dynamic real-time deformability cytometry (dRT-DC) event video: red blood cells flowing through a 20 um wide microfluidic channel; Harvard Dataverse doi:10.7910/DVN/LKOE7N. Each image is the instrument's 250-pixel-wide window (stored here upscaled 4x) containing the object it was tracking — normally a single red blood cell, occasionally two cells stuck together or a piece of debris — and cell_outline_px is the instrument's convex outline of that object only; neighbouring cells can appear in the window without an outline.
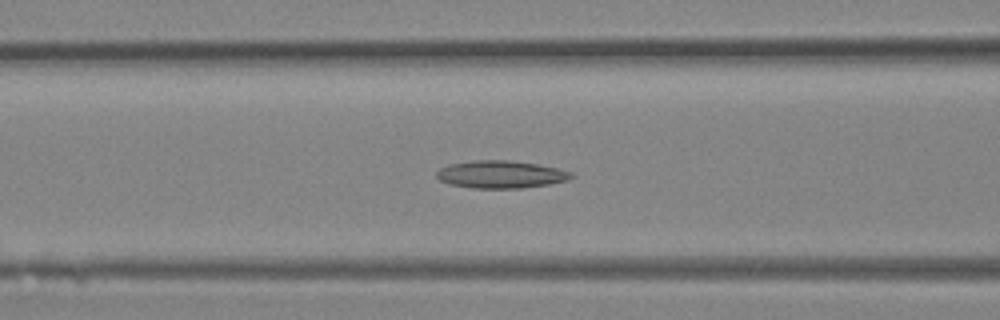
{"species": "Egyptian fruit bat (a non-hibernating species)", "species_latin": "Rousettus aegyptiacus", "temperature_condition": "room temperature", "stored_images_in_passage": 32, "camera_frame_rate_fps": 3000, "um_per_image_px": 0.085, "animal": {"sex": "female"}, "frame": {"image": 1, "passage_image": 12, "time_ms": 3.667, "image_size_px": [1000, 320], "cell_outline_px": [[576, 176], [568, 180], [548, 184], [520, 188], [472, 188], [448, 184], [440, 180], [436, 176], [436, 172], [440, 168], [448, 164], [472, 160], [512, 160], [536, 164], [556, 168], [572, 172]], "centroid_in_image_um": [42.55, 14.82], "position_along_channel_um": 124.1, "area_um2": 21.73}}
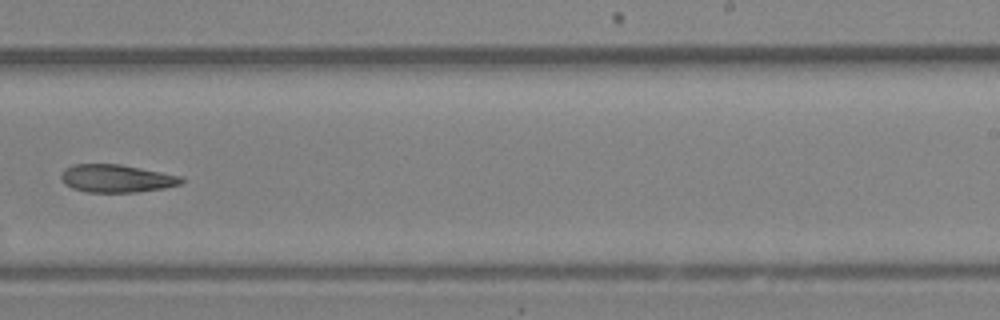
{"frame": {"image": 2, "passage_image": 20, "time_ms": 6.333, "image_size_px": [1000, 320], "cell_outline_px": [[184, 180], [180, 184], [164, 188], [136, 192], [88, 192], [72, 188], [64, 184], [60, 176], [64, 168], [72, 164], [120, 164], [180, 176]], "centroid_in_image_um": [9.85, 15.16], "position_along_channel_um": 279.1, "area_um2": 19.42}}
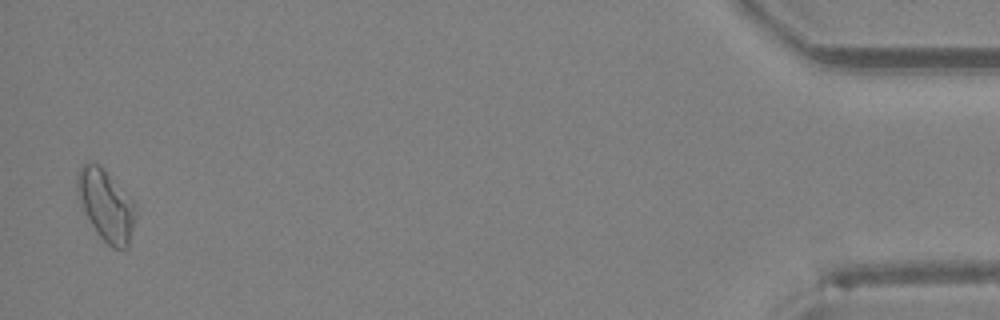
{"frame": {"image": 3, "passage_image": 32, "time_ms": 10.333, "image_size_px": [1000, 320], "cell_outline_px": [[136, 216], [128, 248], [112, 248], [96, 232], [80, 200], [76, 188], [76, 176], [84, 160], [96, 164], [136, 204]], "centroid_in_image_um": [9.02, 17.47], "position_along_channel_um": 426.2, "area_um2": 23.47}}